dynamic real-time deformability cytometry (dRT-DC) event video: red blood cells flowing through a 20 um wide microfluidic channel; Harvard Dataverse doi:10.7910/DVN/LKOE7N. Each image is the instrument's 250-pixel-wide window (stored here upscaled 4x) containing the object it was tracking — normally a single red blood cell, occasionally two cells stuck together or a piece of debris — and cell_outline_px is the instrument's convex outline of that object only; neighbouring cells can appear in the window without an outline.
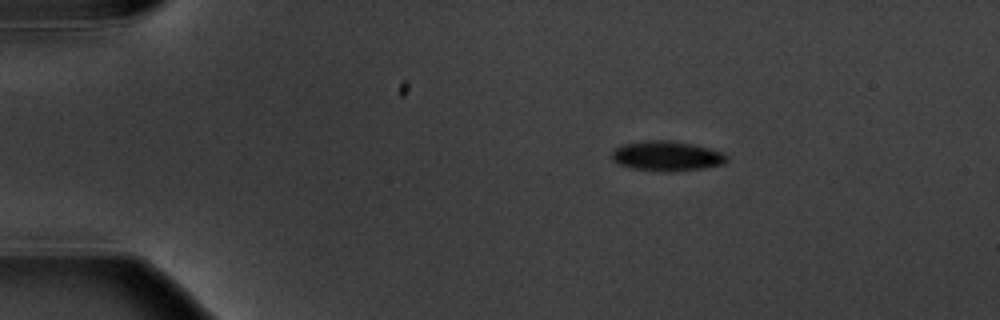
{"species": "common noctule bat (a hibernating species)", "species_latin": "Nyctalus noctula", "temperature_condition": "warm", "stored_images_in_passage": 2, "camera_frame_rate_fps": 3000, "um_per_image_px": 0.085, "animal": {"sex": "male", "body_mass_g": 20.1, "forearm_length_mm": 53.5}, "frame": {"image": 1, "passage_image": 1, "time_ms": 0.0, "image_size_px": [1000, 320], "cell_outline_px": [[728, 160], [724, 164], [704, 168], [668, 172], [664, 172], [632, 168], [620, 164], [612, 160], [612, 152], [616, 148], [624, 144], [648, 140], [668, 140], [692, 144], [708, 148], [720, 152], [728, 156]], "centroid_in_image_um": [56.69, 13.27], "position_along_channel_um": 28.3, "area_um2": 19.88}}